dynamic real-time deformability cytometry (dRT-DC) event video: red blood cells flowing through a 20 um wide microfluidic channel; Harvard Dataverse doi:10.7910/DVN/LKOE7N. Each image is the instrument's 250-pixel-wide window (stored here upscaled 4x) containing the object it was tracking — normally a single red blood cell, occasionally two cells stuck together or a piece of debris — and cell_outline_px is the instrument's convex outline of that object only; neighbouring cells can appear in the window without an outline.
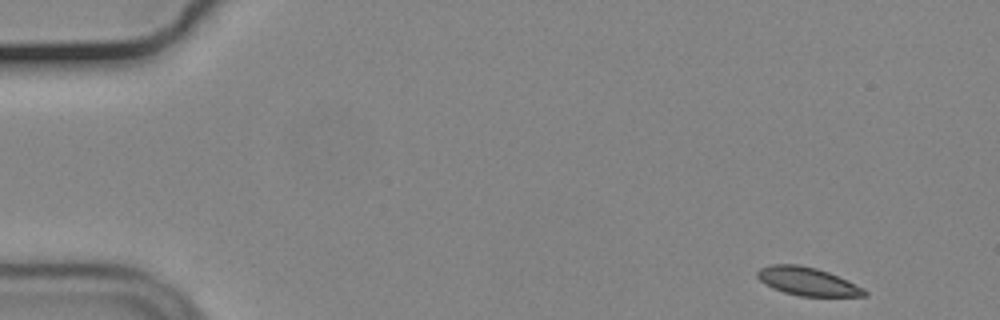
{"species": "common noctule bat (a hibernating species)", "species_latin": "Nyctalus noctula", "temperature_condition": "cold", "stored_images_in_passage": 52, "camera_frame_rate_fps": 3000, "um_per_image_px": 0.085, "animal": {"sex": "male", "body_mass_g": 19.2, "forearm_length_mm": 51.8}, "frame": {"image": 1, "passage_image": 1, "time_ms": 0.0, "image_size_px": [1000, 320], "cell_outline_px": [[868, 296], [800, 296], [784, 292], [772, 288], [764, 284], [756, 276], [756, 272], [760, 268], [772, 264], [800, 264], [816, 268], [828, 272], [848, 280], [864, 288], [868, 292]], "centroid_in_image_um": [68.63, 23.91], "position_along_channel_um": 16.4, "area_um2": 17.74}}
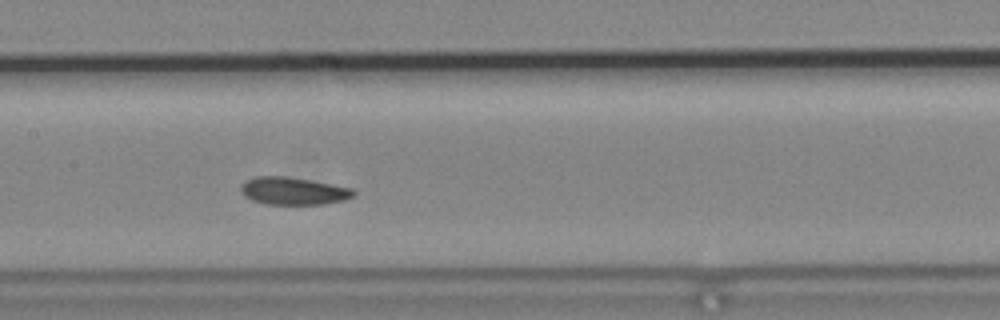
{"frame": {"image": 2, "passage_image": 24, "time_ms": 7.667, "image_size_px": [1000, 320], "cell_outline_px": [[356, 192], [352, 196], [344, 200], [324, 204], [264, 204], [252, 200], [244, 196], [240, 192], [240, 184], [244, 180], [256, 176], [284, 176], [308, 180], [352, 188]], "centroid_in_image_um": [24.86, 16.23], "position_along_channel_um": 182.5, "area_um2": 18.09}}
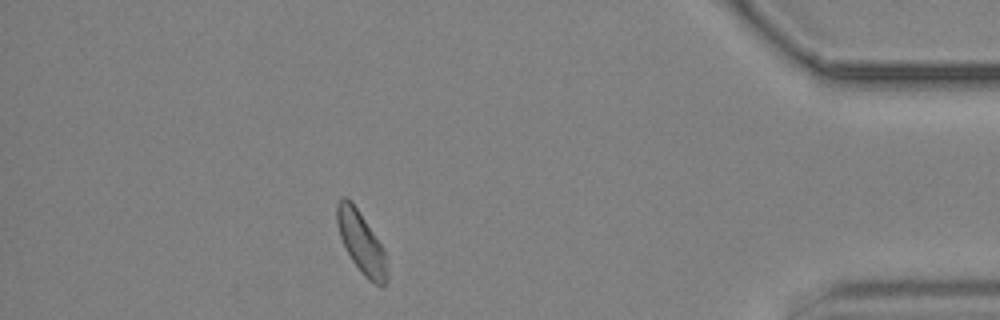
{"frame": {"image": 3, "passage_image": 46, "time_ms": 15.0, "image_size_px": [1000, 320], "cell_outline_px": [[388, 280], [384, 288], [380, 288], [368, 280], [364, 276], [352, 260], [340, 236], [336, 224], [336, 204], [340, 196], [344, 196], [356, 208], [388, 256]], "centroid_in_image_um": [30.74, 20.7], "position_along_channel_um": 404.5, "area_um2": 17.98}, "authors_computed_cell_mechanics": {"area_um2": 18.3226, "velocity_mm_per_s": 3.6503, "shape_relaxation_time_tau1_ms": 4.6229, "shape_relaxation_time_tau2_ms": null, "deformation_change_tau1": 0.095, "deformation_change_tau2": null}}